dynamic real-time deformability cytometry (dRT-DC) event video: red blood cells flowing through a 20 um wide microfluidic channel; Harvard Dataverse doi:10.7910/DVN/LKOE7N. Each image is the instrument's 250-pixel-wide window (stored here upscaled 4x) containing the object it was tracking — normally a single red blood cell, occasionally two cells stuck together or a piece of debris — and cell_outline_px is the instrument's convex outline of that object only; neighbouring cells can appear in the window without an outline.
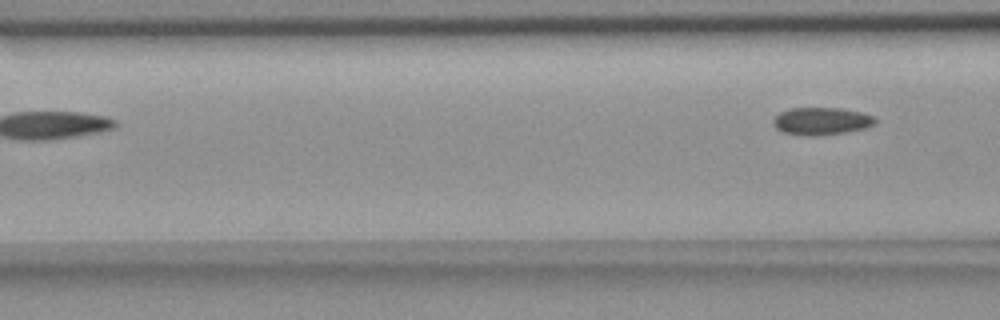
{"species": "common noctule bat (a hibernating species)", "species_latin": "Nyctalus noctula", "temperature_condition": "room temperature", "stored_images_in_passage": 5, "camera_frame_rate_fps": 3000, "um_per_image_px": 0.085, "animal": {"sex": "female", "body_mass_g": 18.4}, "frame": {"image": 1, "passage_image": 5, "time_ms": 6.333, "image_size_px": [1000, 320], "cell_outline_px": [[876, 124], [864, 128], [844, 132], [784, 132], [776, 128], [772, 124], [772, 120], [780, 112], [792, 108], [840, 108], [860, 112], [872, 116], [876, 120]], "centroid_in_image_um": [69.84, 10.23], "position_along_channel_um": 96.8, "area_um2": 15.2}}